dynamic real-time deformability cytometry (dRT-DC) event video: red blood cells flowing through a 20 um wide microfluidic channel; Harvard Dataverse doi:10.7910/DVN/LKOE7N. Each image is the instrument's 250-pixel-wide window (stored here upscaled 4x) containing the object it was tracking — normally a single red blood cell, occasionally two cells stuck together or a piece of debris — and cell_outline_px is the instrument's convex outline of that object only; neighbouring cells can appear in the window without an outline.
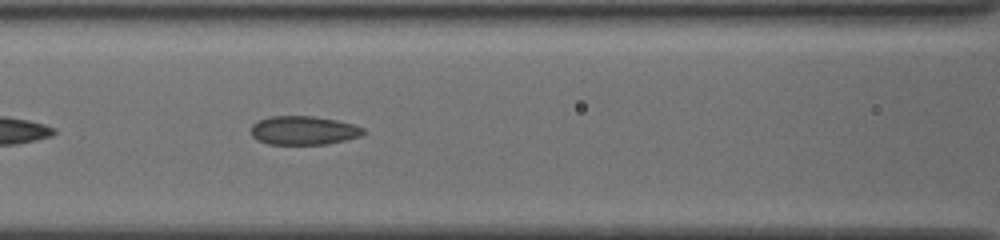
{"species": "common noctule bat (a hibernating species)", "species_latin": "Nyctalus noctula", "temperature_condition": "cold", "stored_images_in_passage": 37, "camera_frame_rate_fps": 3000, "um_per_image_px": 0.085, "animal": {"sex": "female", "body_mass_g": 19.5, "forearm_length_mm": 54.1}, "frame": {"image": 1, "passage_image": 8, "time_ms": 2.333, "image_size_px": [1000, 240], "cell_outline_px": [[368, 132], [360, 136], [328, 144], [268, 144], [256, 140], [252, 136], [252, 124], [268, 116], [312, 116], [336, 120], [352, 124], [364, 128]], "centroid_in_image_um": [25.81, 11.09], "position_along_channel_um": 140.8, "area_um2": 18.84}}
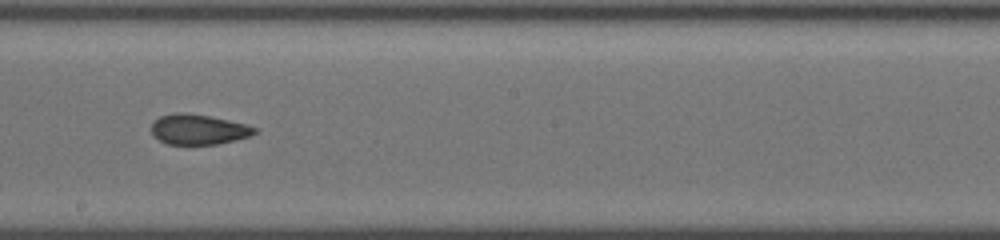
{"frame": {"image": 2, "passage_image": 15, "time_ms": 4.667, "image_size_px": [1000, 240], "cell_outline_px": [[256, 132], [252, 136], [236, 140], [216, 144], [168, 144], [152, 136], [152, 124], [160, 116], [176, 112], [184, 112], [208, 116], [228, 120], [244, 124], [256, 128]], "centroid_in_image_um": [16.86, 11.0], "position_along_channel_um": 231.3, "area_um2": 18.03}}
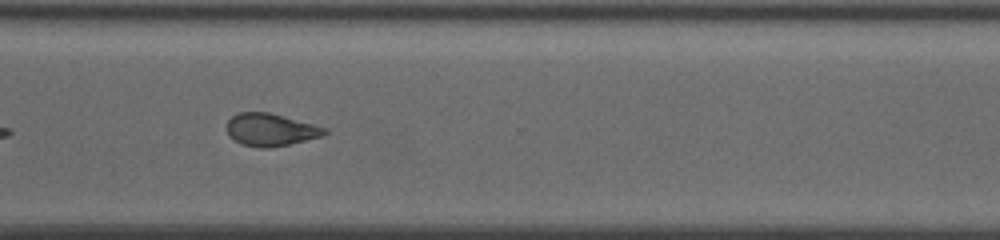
{"frame": {"image": 3, "passage_image": 24, "time_ms": 7.667, "image_size_px": [1000, 240], "cell_outline_px": [[328, 132], [324, 136], [288, 144], [268, 148], [260, 148], [240, 144], [232, 140], [228, 136], [224, 128], [224, 124], [232, 116], [240, 112], [268, 112], [328, 128]], "centroid_in_image_um": [22.94, 11.03], "position_along_channel_um": 347.7, "area_um2": 18.84}, "authors_computed_cell_mechanics": {"area_um2": 18.8428, "velocity_mm_per_s": 3.8869, "shape_relaxation_time_tau1_ms": null, "shape_relaxation_time_tau2_ms": 2.1484, "deformation_change_tau1": null, "deformation_change_tau2": 0.0648}}